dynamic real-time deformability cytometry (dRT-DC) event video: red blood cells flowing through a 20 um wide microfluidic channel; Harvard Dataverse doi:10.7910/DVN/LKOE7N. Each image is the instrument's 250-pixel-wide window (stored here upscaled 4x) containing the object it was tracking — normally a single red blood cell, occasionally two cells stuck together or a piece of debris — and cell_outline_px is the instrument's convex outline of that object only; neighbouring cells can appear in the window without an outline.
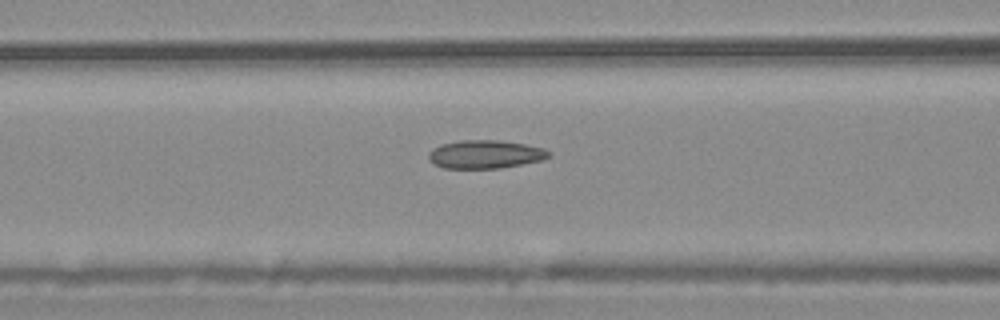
{"species": "common noctule bat (a hibernating species)", "species_latin": "Nyctalus noctula", "temperature_condition": "warm", "stored_images_in_passage": 49, "camera_frame_rate_fps": 3000, "um_per_image_px": 0.085, "animal": {"sex": "male", "body_mass_g": 20.4}, "frame": {"image": 1, "passage_image": 17, "time_ms": 5.333, "image_size_px": [1000, 320], "cell_outline_px": [[552, 156], [540, 160], [500, 168], [444, 168], [432, 164], [428, 160], [428, 152], [432, 148], [440, 144], [460, 140], [500, 140], [524, 144], [544, 148], [552, 152]], "centroid_in_image_um": [41.21, 13.11], "position_along_channel_um": 125.4, "area_um2": 20.0}}
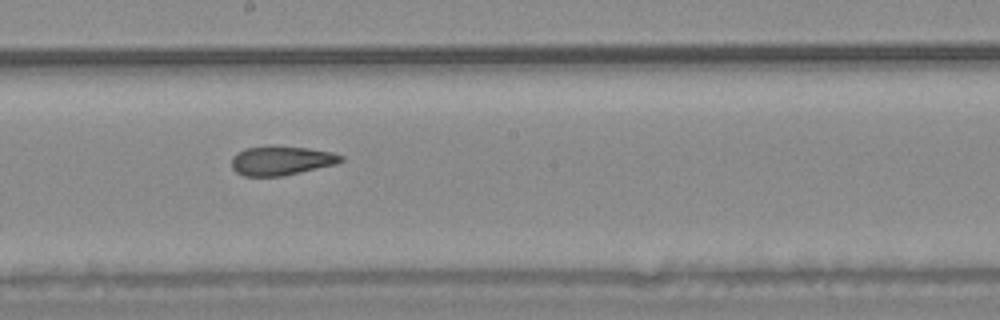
{"frame": {"image": 2, "passage_image": 25, "time_ms": 8.0, "image_size_px": [1000, 320], "cell_outline_px": [[344, 160], [336, 164], [284, 176], [244, 176], [236, 172], [232, 168], [232, 156], [236, 152], [244, 148], [308, 148], [332, 152], [344, 156]], "centroid_in_image_um": [23.92, 13.69], "position_along_channel_um": 224.3, "area_um2": 18.15}}
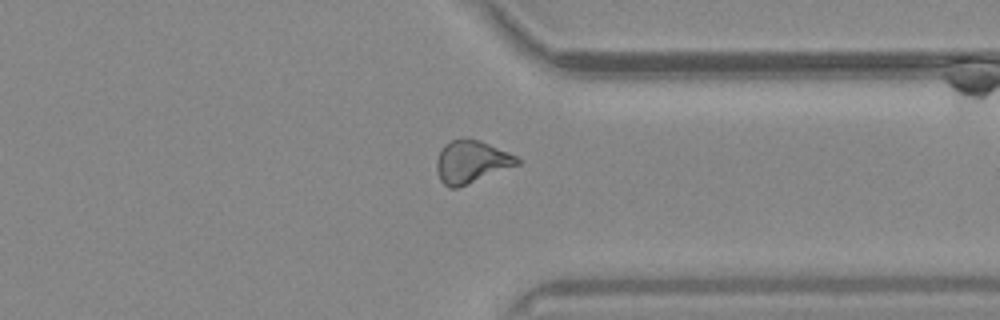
{"frame": {"image": 3, "passage_image": 37, "time_ms": 12.0, "image_size_px": [1000, 320], "cell_outline_px": [[520, 164], [456, 188], [448, 188], [440, 180], [436, 168], [436, 160], [444, 144], [452, 140], [480, 140], [508, 152], [516, 156], [520, 160]], "centroid_in_image_um": [40.05, 13.77], "position_along_channel_um": 371.3, "area_um2": 19.59}, "authors_computed_cell_mechanics": {"area_um2": 19.5942, "velocity_mm_per_s": 3.7048, "shape_relaxation_time_tau1_ms": null, "shape_relaxation_time_tau2_ms": 2.6498, "deformation_change_tau1": null, "deformation_change_tau2": 0.0895}}